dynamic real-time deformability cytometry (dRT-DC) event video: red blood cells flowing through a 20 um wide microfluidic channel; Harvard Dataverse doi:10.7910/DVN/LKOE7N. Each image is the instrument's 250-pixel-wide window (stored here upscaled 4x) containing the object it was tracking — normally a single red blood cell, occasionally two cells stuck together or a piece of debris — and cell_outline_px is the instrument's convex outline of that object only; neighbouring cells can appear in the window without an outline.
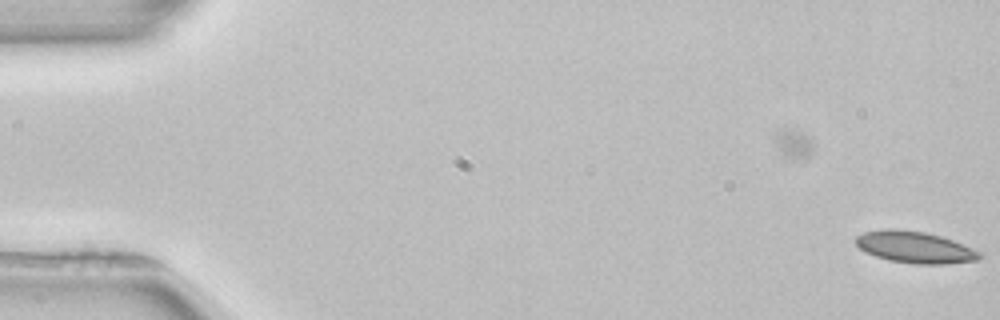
{"species": "common noctule bat (a hibernating species)", "species_latin": "Nyctalus noctula", "temperature_condition": "room temperature", "stored_images_in_passage": 10, "camera_frame_rate_fps": 3000, "um_per_image_px": 0.085, "animal": {"sex": "female", "body_mass_g": 22.7, "forearm_length_mm": 54.2}, "frame": {"image": 1, "passage_image": 10, "time_ms": 3.0, "image_size_px": [1000, 320], "cell_outline_px": [[984, 256], [976, 260], [944, 264], [916, 264], [888, 260], [864, 252], [856, 244], [856, 236], [864, 232], [884, 228], [892, 228], [924, 232], [940, 236], [952, 240], [984, 252]], "centroid_in_image_um": [77.78, 21.01], "position_along_channel_um": 7.2, "area_um2": 22.95}}